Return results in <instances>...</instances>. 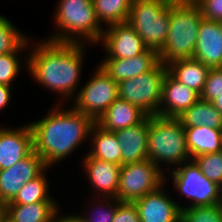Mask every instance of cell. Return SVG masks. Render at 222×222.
Returning a JSON list of instances; mask_svg holds the SVG:
<instances>
[{
    "instance_id": "cell-1",
    "label": "cell",
    "mask_w": 222,
    "mask_h": 222,
    "mask_svg": "<svg viewBox=\"0 0 222 222\" xmlns=\"http://www.w3.org/2000/svg\"><path fill=\"white\" fill-rule=\"evenodd\" d=\"M85 46L87 44L58 43L46 39H40L37 44L30 41L27 54L29 75L40 86L60 95L61 100L58 99L57 104L66 105L80 89Z\"/></svg>"
},
{
    "instance_id": "cell-2",
    "label": "cell",
    "mask_w": 222,
    "mask_h": 222,
    "mask_svg": "<svg viewBox=\"0 0 222 222\" xmlns=\"http://www.w3.org/2000/svg\"><path fill=\"white\" fill-rule=\"evenodd\" d=\"M62 105V106H61ZM55 104L42 119L30 122L33 150L47 167H54L70 154H74L83 141L90 138L95 121L72 106Z\"/></svg>"
},
{
    "instance_id": "cell-3",
    "label": "cell",
    "mask_w": 222,
    "mask_h": 222,
    "mask_svg": "<svg viewBox=\"0 0 222 222\" xmlns=\"http://www.w3.org/2000/svg\"><path fill=\"white\" fill-rule=\"evenodd\" d=\"M56 4L52 17L55 30L46 40L98 45L105 27L96 17L92 0H59Z\"/></svg>"
},
{
    "instance_id": "cell-4",
    "label": "cell",
    "mask_w": 222,
    "mask_h": 222,
    "mask_svg": "<svg viewBox=\"0 0 222 222\" xmlns=\"http://www.w3.org/2000/svg\"><path fill=\"white\" fill-rule=\"evenodd\" d=\"M147 159L165 173L170 171L171 166L172 169L192 160L184 127L177 118L149 116Z\"/></svg>"
},
{
    "instance_id": "cell-5",
    "label": "cell",
    "mask_w": 222,
    "mask_h": 222,
    "mask_svg": "<svg viewBox=\"0 0 222 222\" xmlns=\"http://www.w3.org/2000/svg\"><path fill=\"white\" fill-rule=\"evenodd\" d=\"M169 14L167 39L158 52L160 62L165 65L178 59L193 58L203 19L196 3H171Z\"/></svg>"
},
{
    "instance_id": "cell-6",
    "label": "cell",
    "mask_w": 222,
    "mask_h": 222,
    "mask_svg": "<svg viewBox=\"0 0 222 222\" xmlns=\"http://www.w3.org/2000/svg\"><path fill=\"white\" fill-rule=\"evenodd\" d=\"M171 3L170 0H133L127 22L147 48L159 52L164 46L170 25Z\"/></svg>"
},
{
    "instance_id": "cell-7",
    "label": "cell",
    "mask_w": 222,
    "mask_h": 222,
    "mask_svg": "<svg viewBox=\"0 0 222 222\" xmlns=\"http://www.w3.org/2000/svg\"><path fill=\"white\" fill-rule=\"evenodd\" d=\"M169 174L175 192L190 201L181 205V210L222 203V187L207 179L193 160L171 169Z\"/></svg>"
},
{
    "instance_id": "cell-8",
    "label": "cell",
    "mask_w": 222,
    "mask_h": 222,
    "mask_svg": "<svg viewBox=\"0 0 222 222\" xmlns=\"http://www.w3.org/2000/svg\"><path fill=\"white\" fill-rule=\"evenodd\" d=\"M167 65L160 62L154 69L118 83V97L142 110L147 116L158 115L162 85Z\"/></svg>"
},
{
    "instance_id": "cell-9",
    "label": "cell",
    "mask_w": 222,
    "mask_h": 222,
    "mask_svg": "<svg viewBox=\"0 0 222 222\" xmlns=\"http://www.w3.org/2000/svg\"><path fill=\"white\" fill-rule=\"evenodd\" d=\"M167 173L148 159L121 166L117 199L134 202L167 183Z\"/></svg>"
},
{
    "instance_id": "cell-10",
    "label": "cell",
    "mask_w": 222,
    "mask_h": 222,
    "mask_svg": "<svg viewBox=\"0 0 222 222\" xmlns=\"http://www.w3.org/2000/svg\"><path fill=\"white\" fill-rule=\"evenodd\" d=\"M89 80V81H88ZM80 87L72 107L95 122L118 98V83L98 64L91 78Z\"/></svg>"
},
{
    "instance_id": "cell-11",
    "label": "cell",
    "mask_w": 222,
    "mask_h": 222,
    "mask_svg": "<svg viewBox=\"0 0 222 222\" xmlns=\"http://www.w3.org/2000/svg\"><path fill=\"white\" fill-rule=\"evenodd\" d=\"M47 166L33 150L27 157L10 168L0 170V204L11 202L23 185L38 177Z\"/></svg>"
},
{
    "instance_id": "cell-12",
    "label": "cell",
    "mask_w": 222,
    "mask_h": 222,
    "mask_svg": "<svg viewBox=\"0 0 222 222\" xmlns=\"http://www.w3.org/2000/svg\"><path fill=\"white\" fill-rule=\"evenodd\" d=\"M99 45L104 48L105 58H132L147 49L127 21L105 27Z\"/></svg>"
},
{
    "instance_id": "cell-13",
    "label": "cell",
    "mask_w": 222,
    "mask_h": 222,
    "mask_svg": "<svg viewBox=\"0 0 222 222\" xmlns=\"http://www.w3.org/2000/svg\"><path fill=\"white\" fill-rule=\"evenodd\" d=\"M164 186L134 201L141 222H181V203Z\"/></svg>"
},
{
    "instance_id": "cell-14",
    "label": "cell",
    "mask_w": 222,
    "mask_h": 222,
    "mask_svg": "<svg viewBox=\"0 0 222 222\" xmlns=\"http://www.w3.org/2000/svg\"><path fill=\"white\" fill-rule=\"evenodd\" d=\"M82 160V170L87 175L90 188L93 189L92 196L117 198L121 166L95 159L88 153Z\"/></svg>"
},
{
    "instance_id": "cell-15",
    "label": "cell",
    "mask_w": 222,
    "mask_h": 222,
    "mask_svg": "<svg viewBox=\"0 0 222 222\" xmlns=\"http://www.w3.org/2000/svg\"><path fill=\"white\" fill-rule=\"evenodd\" d=\"M33 151L30 124L20 127L0 126V170L10 168Z\"/></svg>"
},
{
    "instance_id": "cell-16",
    "label": "cell",
    "mask_w": 222,
    "mask_h": 222,
    "mask_svg": "<svg viewBox=\"0 0 222 222\" xmlns=\"http://www.w3.org/2000/svg\"><path fill=\"white\" fill-rule=\"evenodd\" d=\"M200 99V94L177 81L168 71L165 74L158 116L177 118Z\"/></svg>"
},
{
    "instance_id": "cell-17",
    "label": "cell",
    "mask_w": 222,
    "mask_h": 222,
    "mask_svg": "<svg viewBox=\"0 0 222 222\" xmlns=\"http://www.w3.org/2000/svg\"><path fill=\"white\" fill-rule=\"evenodd\" d=\"M99 65L117 83L134 78L154 69L159 63V53L147 48L132 58H104Z\"/></svg>"
},
{
    "instance_id": "cell-18",
    "label": "cell",
    "mask_w": 222,
    "mask_h": 222,
    "mask_svg": "<svg viewBox=\"0 0 222 222\" xmlns=\"http://www.w3.org/2000/svg\"><path fill=\"white\" fill-rule=\"evenodd\" d=\"M193 58L210 68L222 67V27L219 22L202 19Z\"/></svg>"
},
{
    "instance_id": "cell-19",
    "label": "cell",
    "mask_w": 222,
    "mask_h": 222,
    "mask_svg": "<svg viewBox=\"0 0 222 222\" xmlns=\"http://www.w3.org/2000/svg\"><path fill=\"white\" fill-rule=\"evenodd\" d=\"M149 116L141 123L114 132L121 147L122 165L147 159Z\"/></svg>"
},
{
    "instance_id": "cell-20",
    "label": "cell",
    "mask_w": 222,
    "mask_h": 222,
    "mask_svg": "<svg viewBox=\"0 0 222 222\" xmlns=\"http://www.w3.org/2000/svg\"><path fill=\"white\" fill-rule=\"evenodd\" d=\"M147 115L128 101L117 98L95 122L109 132H116L141 123Z\"/></svg>"
},
{
    "instance_id": "cell-21",
    "label": "cell",
    "mask_w": 222,
    "mask_h": 222,
    "mask_svg": "<svg viewBox=\"0 0 222 222\" xmlns=\"http://www.w3.org/2000/svg\"><path fill=\"white\" fill-rule=\"evenodd\" d=\"M59 202L6 204L5 222H55L61 211Z\"/></svg>"
},
{
    "instance_id": "cell-22",
    "label": "cell",
    "mask_w": 222,
    "mask_h": 222,
    "mask_svg": "<svg viewBox=\"0 0 222 222\" xmlns=\"http://www.w3.org/2000/svg\"><path fill=\"white\" fill-rule=\"evenodd\" d=\"M211 68L197 59H178L167 64V71L179 82L202 93Z\"/></svg>"
},
{
    "instance_id": "cell-23",
    "label": "cell",
    "mask_w": 222,
    "mask_h": 222,
    "mask_svg": "<svg viewBox=\"0 0 222 222\" xmlns=\"http://www.w3.org/2000/svg\"><path fill=\"white\" fill-rule=\"evenodd\" d=\"M191 159L196 156L222 151V130L207 126L184 127Z\"/></svg>"
},
{
    "instance_id": "cell-24",
    "label": "cell",
    "mask_w": 222,
    "mask_h": 222,
    "mask_svg": "<svg viewBox=\"0 0 222 222\" xmlns=\"http://www.w3.org/2000/svg\"><path fill=\"white\" fill-rule=\"evenodd\" d=\"M89 141L91 144L87 153L91 157L122 166L121 147L114 132L106 131L95 123Z\"/></svg>"
},
{
    "instance_id": "cell-25",
    "label": "cell",
    "mask_w": 222,
    "mask_h": 222,
    "mask_svg": "<svg viewBox=\"0 0 222 222\" xmlns=\"http://www.w3.org/2000/svg\"><path fill=\"white\" fill-rule=\"evenodd\" d=\"M183 127L207 126L222 130V114L212 102L199 99L177 117Z\"/></svg>"
},
{
    "instance_id": "cell-26",
    "label": "cell",
    "mask_w": 222,
    "mask_h": 222,
    "mask_svg": "<svg viewBox=\"0 0 222 222\" xmlns=\"http://www.w3.org/2000/svg\"><path fill=\"white\" fill-rule=\"evenodd\" d=\"M49 167H47L38 177L23 185L15 198L7 204H32L36 202H58L50 195V184L48 181ZM53 197V198H52Z\"/></svg>"
},
{
    "instance_id": "cell-27",
    "label": "cell",
    "mask_w": 222,
    "mask_h": 222,
    "mask_svg": "<svg viewBox=\"0 0 222 222\" xmlns=\"http://www.w3.org/2000/svg\"><path fill=\"white\" fill-rule=\"evenodd\" d=\"M132 2L133 0H92L98 21L106 27L126 22Z\"/></svg>"
},
{
    "instance_id": "cell-28",
    "label": "cell",
    "mask_w": 222,
    "mask_h": 222,
    "mask_svg": "<svg viewBox=\"0 0 222 222\" xmlns=\"http://www.w3.org/2000/svg\"><path fill=\"white\" fill-rule=\"evenodd\" d=\"M92 198L93 199L90 201V203H88V205L91 204V202L93 203L88 206L90 207L89 211L87 207V211L84 213L85 215L83 213H75V216H77V218L82 222H112L114 220L116 208L121 201L113 197Z\"/></svg>"
},
{
    "instance_id": "cell-29",
    "label": "cell",
    "mask_w": 222,
    "mask_h": 222,
    "mask_svg": "<svg viewBox=\"0 0 222 222\" xmlns=\"http://www.w3.org/2000/svg\"><path fill=\"white\" fill-rule=\"evenodd\" d=\"M30 40L31 39H29L17 52L0 55V84L12 86V83L18 78V74H20L24 65L26 68L25 70L28 71V55L24 56L25 58L22 61L24 63H22L20 54H22L24 50H26L25 52L27 54L30 47Z\"/></svg>"
},
{
    "instance_id": "cell-30",
    "label": "cell",
    "mask_w": 222,
    "mask_h": 222,
    "mask_svg": "<svg viewBox=\"0 0 222 222\" xmlns=\"http://www.w3.org/2000/svg\"><path fill=\"white\" fill-rule=\"evenodd\" d=\"M29 39L11 20L0 14V55L17 52Z\"/></svg>"
},
{
    "instance_id": "cell-31",
    "label": "cell",
    "mask_w": 222,
    "mask_h": 222,
    "mask_svg": "<svg viewBox=\"0 0 222 222\" xmlns=\"http://www.w3.org/2000/svg\"><path fill=\"white\" fill-rule=\"evenodd\" d=\"M181 222H222V203L185 207L181 210Z\"/></svg>"
},
{
    "instance_id": "cell-32",
    "label": "cell",
    "mask_w": 222,
    "mask_h": 222,
    "mask_svg": "<svg viewBox=\"0 0 222 222\" xmlns=\"http://www.w3.org/2000/svg\"><path fill=\"white\" fill-rule=\"evenodd\" d=\"M192 160L207 179L222 187V151L199 155Z\"/></svg>"
},
{
    "instance_id": "cell-33",
    "label": "cell",
    "mask_w": 222,
    "mask_h": 222,
    "mask_svg": "<svg viewBox=\"0 0 222 222\" xmlns=\"http://www.w3.org/2000/svg\"><path fill=\"white\" fill-rule=\"evenodd\" d=\"M222 94V67L211 68L200 94V99L213 102Z\"/></svg>"
},
{
    "instance_id": "cell-34",
    "label": "cell",
    "mask_w": 222,
    "mask_h": 222,
    "mask_svg": "<svg viewBox=\"0 0 222 222\" xmlns=\"http://www.w3.org/2000/svg\"><path fill=\"white\" fill-rule=\"evenodd\" d=\"M112 222H141L134 202H120Z\"/></svg>"
},
{
    "instance_id": "cell-35",
    "label": "cell",
    "mask_w": 222,
    "mask_h": 222,
    "mask_svg": "<svg viewBox=\"0 0 222 222\" xmlns=\"http://www.w3.org/2000/svg\"><path fill=\"white\" fill-rule=\"evenodd\" d=\"M196 4L204 19L217 22L222 20V0H198Z\"/></svg>"
},
{
    "instance_id": "cell-36",
    "label": "cell",
    "mask_w": 222,
    "mask_h": 222,
    "mask_svg": "<svg viewBox=\"0 0 222 222\" xmlns=\"http://www.w3.org/2000/svg\"><path fill=\"white\" fill-rule=\"evenodd\" d=\"M12 86L0 84V111H4V109L9 106V102L11 101V89Z\"/></svg>"
},
{
    "instance_id": "cell-37",
    "label": "cell",
    "mask_w": 222,
    "mask_h": 222,
    "mask_svg": "<svg viewBox=\"0 0 222 222\" xmlns=\"http://www.w3.org/2000/svg\"><path fill=\"white\" fill-rule=\"evenodd\" d=\"M55 222H82L75 216L74 213L72 214H62L61 211L59 212Z\"/></svg>"
},
{
    "instance_id": "cell-38",
    "label": "cell",
    "mask_w": 222,
    "mask_h": 222,
    "mask_svg": "<svg viewBox=\"0 0 222 222\" xmlns=\"http://www.w3.org/2000/svg\"><path fill=\"white\" fill-rule=\"evenodd\" d=\"M212 104L222 114V94H220L219 97L212 102Z\"/></svg>"
},
{
    "instance_id": "cell-39",
    "label": "cell",
    "mask_w": 222,
    "mask_h": 222,
    "mask_svg": "<svg viewBox=\"0 0 222 222\" xmlns=\"http://www.w3.org/2000/svg\"><path fill=\"white\" fill-rule=\"evenodd\" d=\"M0 222H5L4 206L0 204Z\"/></svg>"
},
{
    "instance_id": "cell-40",
    "label": "cell",
    "mask_w": 222,
    "mask_h": 222,
    "mask_svg": "<svg viewBox=\"0 0 222 222\" xmlns=\"http://www.w3.org/2000/svg\"><path fill=\"white\" fill-rule=\"evenodd\" d=\"M172 3H196L198 0H170Z\"/></svg>"
}]
</instances>
